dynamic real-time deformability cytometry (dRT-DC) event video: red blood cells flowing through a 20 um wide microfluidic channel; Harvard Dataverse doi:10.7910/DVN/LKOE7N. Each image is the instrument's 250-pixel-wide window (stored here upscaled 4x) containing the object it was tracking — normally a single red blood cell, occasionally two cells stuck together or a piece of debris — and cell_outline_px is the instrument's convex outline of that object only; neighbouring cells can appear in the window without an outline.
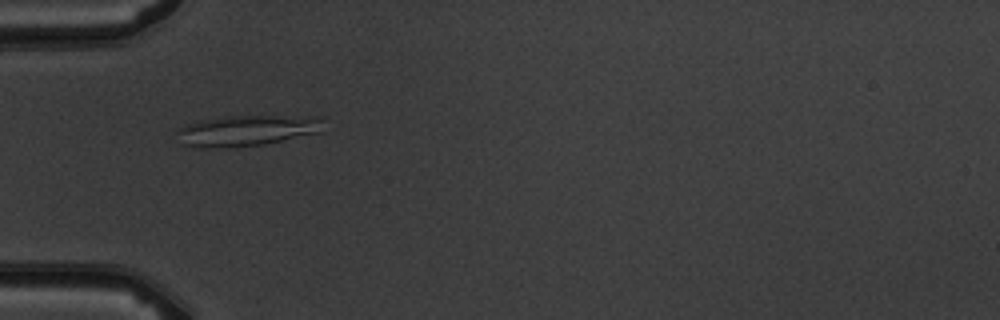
{"species": "common noctule bat (a hibernating species)", "species_latin": "Nyctalus noctula", "temperature_condition": "warm", "stored_images_in_passage": 6, "camera_frame_rate_fps": 3000, "um_per_image_px": 0.085, "animal": {"sex": "male", "body_mass_g": 19.5, "forearm_length_mm": 54.6}, "frame": {"image": 1, "passage_image": 4, "time_ms": 4.333, "image_size_px": [1000, 320], "cell_outline_px": [[324, 132], [264, 144], [228, 148], [196, 148], [184, 144], [176, 132], [180, 128], [188, 124], [200, 120], [228, 116], [320, 116]], "centroid_in_image_um": [21.03, 11.1], "position_along_channel_um": 64.0, "area_um2": 26.47}}
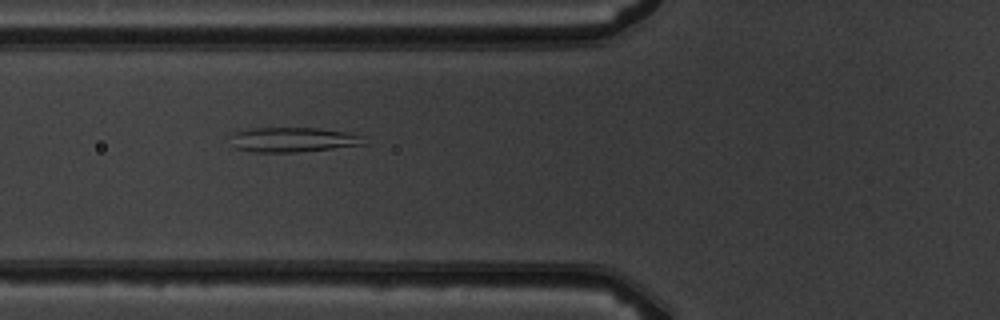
{"frame": {"image": 2, "passage_image": 5, "time_ms": 5.333, "image_size_px": [1000, 320], "cell_outline_px": [[368, 144], [296, 152], [252, 152], [236, 148], [232, 136], [236, 132], [248, 128], [316, 128], [344, 132], [364, 136]], "centroid_in_image_um": [24.96, 11.87], "position_along_channel_um": 100.8, "area_um2": 19.02}}
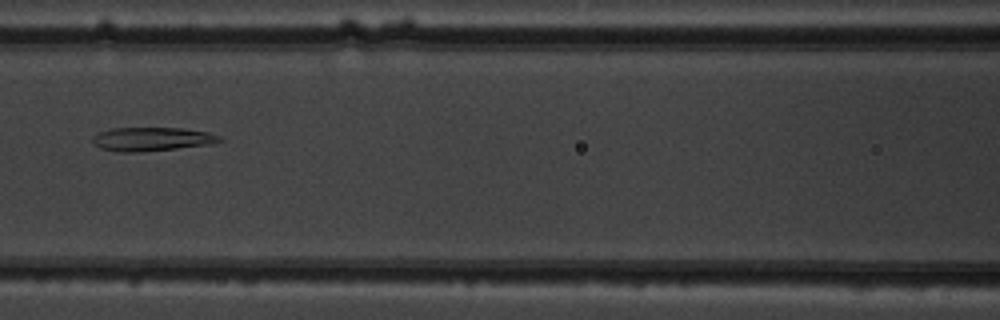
{"frame": {"image": 3, "passage_image": 6, "time_ms": 6.667, "image_size_px": [1000, 320], "cell_outline_px": [[224, 140], [216, 144], [136, 152], [116, 152], [100, 148], [92, 140], [92, 136], [100, 132], [112, 128], [184, 128], [208, 132], [220, 136]], "centroid_in_image_um": [12.95, 11.82], "position_along_channel_um": 153.6, "area_um2": 17.63}}